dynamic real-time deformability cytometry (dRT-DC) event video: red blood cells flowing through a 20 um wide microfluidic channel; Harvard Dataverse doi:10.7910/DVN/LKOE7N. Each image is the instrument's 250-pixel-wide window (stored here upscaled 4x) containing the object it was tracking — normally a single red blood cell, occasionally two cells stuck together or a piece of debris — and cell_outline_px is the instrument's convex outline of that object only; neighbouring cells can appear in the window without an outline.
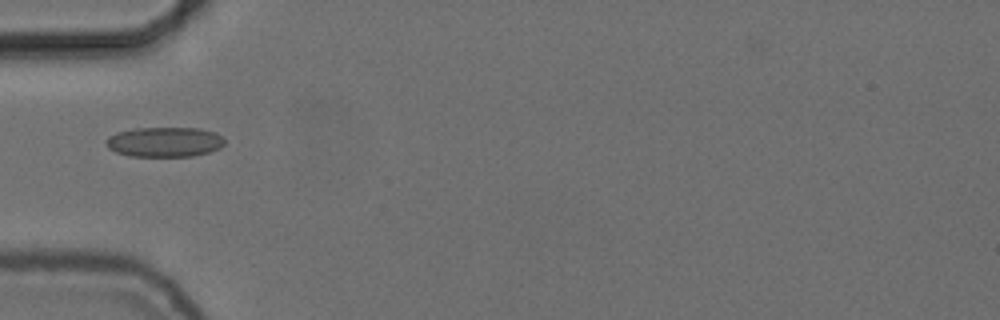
{"species": "common noctule bat (a hibernating species)", "species_latin": "Nyctalus noctula", "temperature_condition": "cold", "stored_images_in_passage": 38, "camera_frame_rate_fps": 3000, "um_per_image_px": 0.085, "animal": {"sex": "female", "body_mass_g": 24.6, "forearm_length_mm": 56.2}, "frame": {"image": 1, "passage_image": 1, "time_ms": 0.0, "image_size_px": [1000, 320], "cell_outline_px": [[224, 144], [220, 148], [208, 152], [192, 156], [128, 156], [116, 152], [108, 148], [104, 140], [108, 136], [116, 132], [136, 128], [200, 128], [216, 132], [224, 140]], "centroid_in_image_um": [13.96, 12.06], "position_along_channel_um": 71.0, "area_um2": 20.75}}
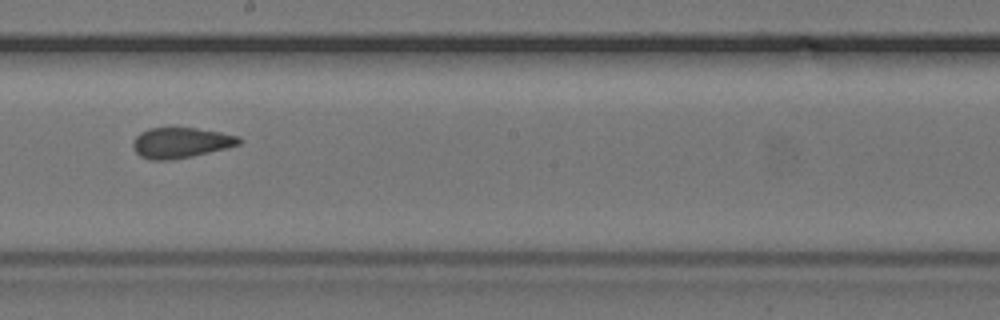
{"frame": {"image": 2, "passage_image": 14, "time_ms": 4.333, "image_size_px": [1000, 320], "cell_outline_px": [[244, 140], [240, 144], [228, 148], [192, 156], [172, 160], [148, 160], [140, 156], [132, 148], [132, 144], [136, 136], [140, 132], [148, 128], [196, 128], [220, 132], [240, 136]], "centroid_in_image_um": [15.38, 12.14], "position_along_channel_um": 232.8, "area_um2": 19.07}}
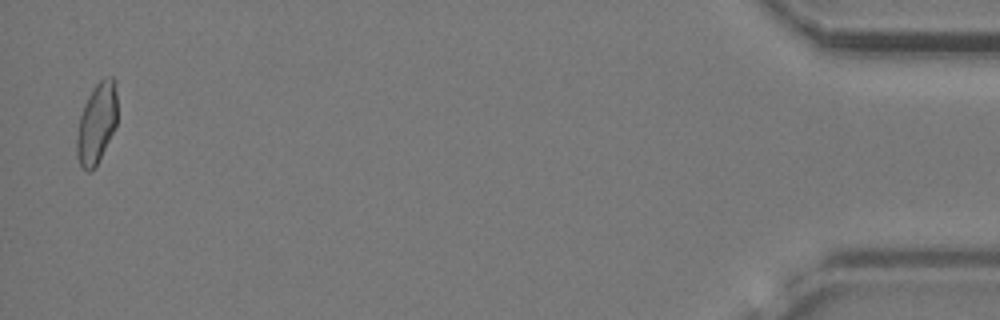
{"frame": {"image": 3, "passage_image": 37, "time_ms": 12.0, "image_size_px": [1000, 320], "cell_outline_px": [[116, 124], [96, 164], [88, 172], [80, 168], [76, 156], [76, 136], [80, 116], [84, 104], [92, 88], [104, 76], [112, 76], [116, 80]], "centroid_in_image_um": [8.19, 10.43], "position_along_channel_um": 427.0, "area_um2": 18.9}, "authors_computed_cell_mechanics": {"area_um2": 19.3919, "velocity_mm_per_s": 3.7104, "shape_relaxation_time_tau1_ms": null, "shape_relaxation_time_tau2_ms": 1.7893, "deformation_change_tau1": null, "deformation_change_tau2": 0.0646}}